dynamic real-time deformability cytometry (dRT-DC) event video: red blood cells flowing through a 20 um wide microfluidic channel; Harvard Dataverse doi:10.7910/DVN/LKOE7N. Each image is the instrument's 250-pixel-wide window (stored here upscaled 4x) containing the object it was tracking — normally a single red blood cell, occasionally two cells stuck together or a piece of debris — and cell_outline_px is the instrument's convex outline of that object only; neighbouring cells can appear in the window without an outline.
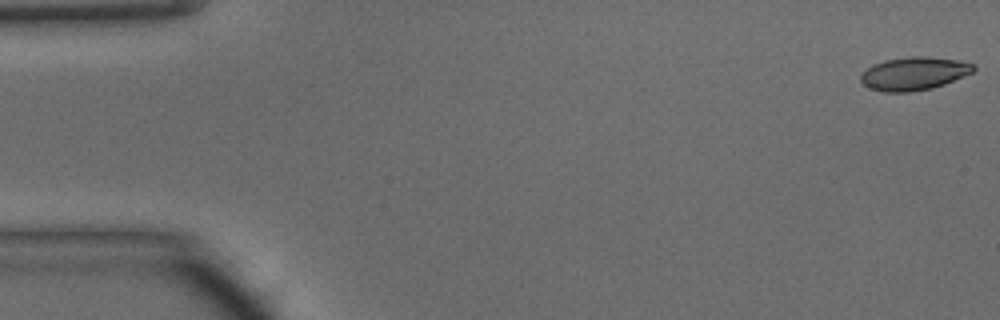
{"species": "common noctule bat (a hibernating species)", "species_latin": "Nyctalus noctula", "temperature_condition": "warm", "stored_images_in_passage": 47, "camera_frame_rate_fps": 3000, "um_per_image_px": 0.085, "animal": {"sex": "male", "body_mass_g": 15.6}, "frame": {"image": 1, "passage_image": 1, "time_ms": 0.0, "image_size_px": [1000, 320], "cell_outline_px": [[976, 68], [972, 72], [964, 76], [944, 84], [932, 88], [908, 92], [884, 92], [872, 88], [864, 84], [860, 80], [860, 76], [872, 64], [884, 60], [912, 56], [928, 56], [956, 60], [976, 64]], "centroid_in_image_um": [77.7, 6.24], "position_along_channel_um": 7.3, "area_um2": 21.68}}
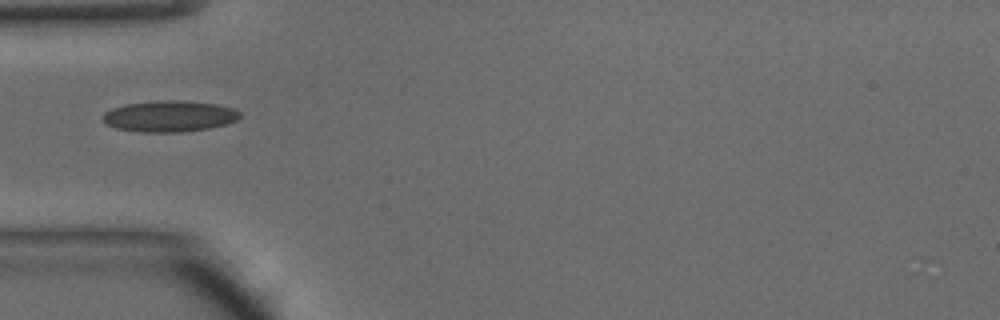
{"frame": {"image": 2, "passage_image": 15, "time_ms": 4.667, "image_size_px": [1000, 320], "cell_outline_px": [[240, 116], [236, 120], [224, 124], [208, 128], [180, 132], [140, 132], [116, 128], [108, 124], [104, 120], [104, 112], [112, 108], [128, 104], [156, 100], [184, 100], [216, 104], [232, 108], [240, 112]], "centroid_in_image_um": [14.4, 9.87], "position_along_channel_um": 70.6, "area_um2": 24.68}}
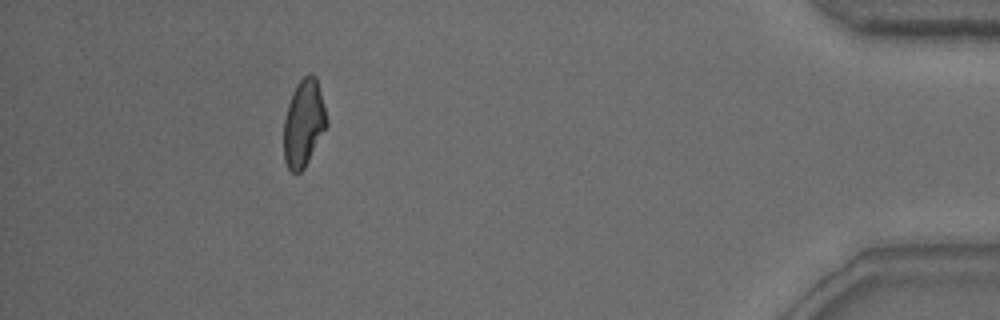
{"frame": {"image": 3, "passage_image": 43, "time_ms": 14.0, "image_size_px": [1000, 320], "cell_outline_px": [[328, 124], [304, 168], [300, 172], [292, 172], [288, 168], [284, 160], [284, 120], [288, 104], [292, 92], [296, 84], [308, 72], [312, 72], [316, 76], [328, 120]], "centroid_in_image_um": [25.81, 10.43], "position_along_channel_um": 409.4, "area_um2": 21.73}, "authors_computed_cell_mechanics": {"area_um2": 22.1952, "velocity_mm_per_s": 4.2527, "shape_relaxation_time_tau1_ms": 9.9865, "shape_relaxation_time_tau2_ms": 1.9069, "deformation_change_tau1": 0.2417, "deformation_change_tau2": 0.0863}}